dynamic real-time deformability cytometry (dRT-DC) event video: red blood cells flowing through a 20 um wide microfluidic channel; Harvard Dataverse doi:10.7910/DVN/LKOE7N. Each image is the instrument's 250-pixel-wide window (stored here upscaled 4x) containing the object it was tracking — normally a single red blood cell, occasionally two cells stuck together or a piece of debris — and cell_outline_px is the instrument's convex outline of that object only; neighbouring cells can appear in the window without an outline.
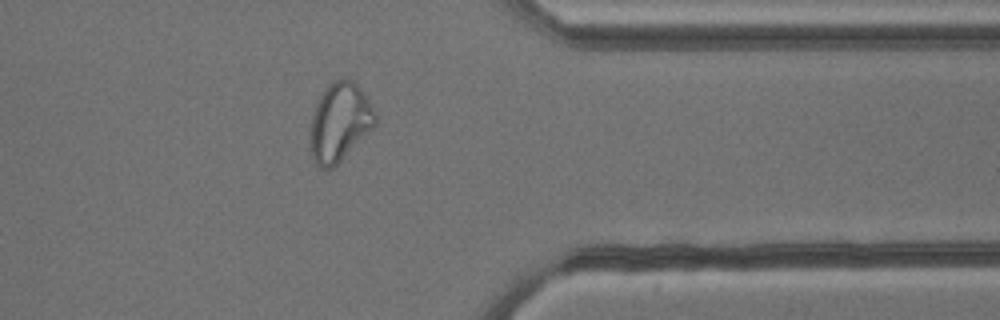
{"species": "common noctule bat (a hibernating species)", "species_latin": "Nyctalus noctula", "temperature_condition": "cold", "stored_images_in_passage": 40, "camera_frame_rate_fps": 3000, "um_per_image_px": 0.085, "animal": {"sex": "male", "body_mass_g": 13.3}, "frame": {"image": 1, "passage_image": 29, "time_ms": 9.333, "image_size_px": [1000, 320], "cell_outline_px": [[376, 124], [332, 168], [320, 168], [316, 164], [312, 156], [312, 116], [316, 104], [324, 88], [332, 80], [352, 80], [364, 92], [376, 112]], "centroid_in_image_um": [28.89, 10.34], "position_along_channel_um": 382.5, "area_um2": 28.96}, "authors_computed_cell_mechanics": {"area_um2": 27.6284, "velocity_mm_per_s": 3.804, "shape_relaxation_time_tau1_ms": null, "shape_relaxation_time_tau2_ms": 1.1194, "deformation_change_tau1": null, "deformation_change_tau2": 0.0938}}